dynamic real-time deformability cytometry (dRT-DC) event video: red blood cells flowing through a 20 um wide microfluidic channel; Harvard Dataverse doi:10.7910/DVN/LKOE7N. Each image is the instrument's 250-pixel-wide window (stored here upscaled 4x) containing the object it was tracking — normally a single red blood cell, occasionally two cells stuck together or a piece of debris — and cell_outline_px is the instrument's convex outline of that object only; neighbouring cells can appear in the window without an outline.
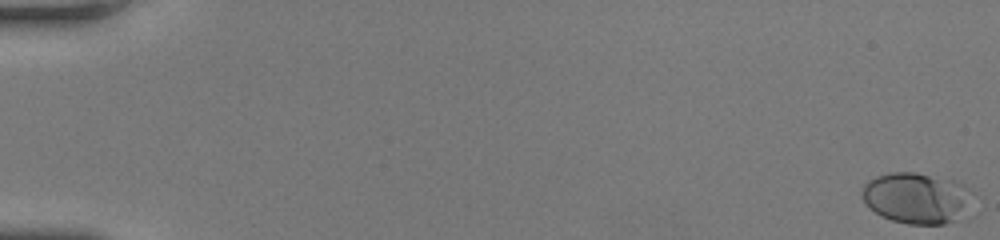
{"species": "human", "species_latin": "Homo sapiens", "temperature_condition": "room temperature", "stored_images_in_passage": 23, "camera_frame_rate_fps": 3000, "um_per_image_px": 0.085, "donor": {"sex": "female"}, "frame": {"image": 1, "passage_image": 1, "time_ms": 0.0, "image_size_px": [1000, 240], "cell_outline_px": [[960, 204], [952, 220], [944, 224], [908, 224], [892, 220], [880, 216], [864, 200], [860, 192], [864, 184], [868, 180], [876, 176], [888, 172], [916, 172], [952, 180], [960, 184]], "centroid_in_image_um": [77.59, 16.8], "position_along_channel_um": 7.4, "area_um2": 30.46}}
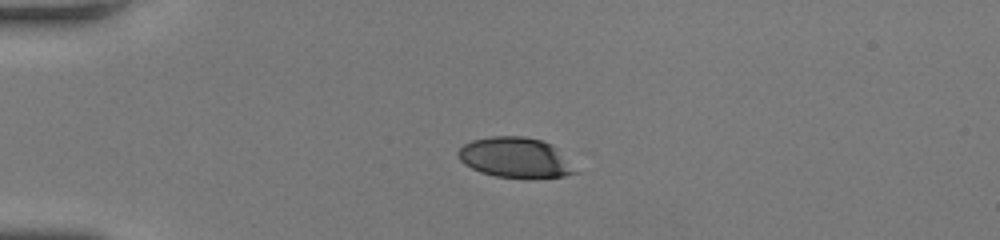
{"frame": {"image": 2, "passage_image": 15, "time_ms": 4.667, "image_size_px": [1000, 240], "cell_outline_px": [[580, 172], [564, 176], [532, 180], [524, 180], [496, 176], [480, 172], [464, 164], [460, 160], [456, 152], [464, 144], [472, 140], [492, 136], [524, 136], [540, 140], [552, 144]], "centroid_in_image_um": [43.82, 13.43], "position_along_channel_um": 41.2, "area_um2": 28.03}}
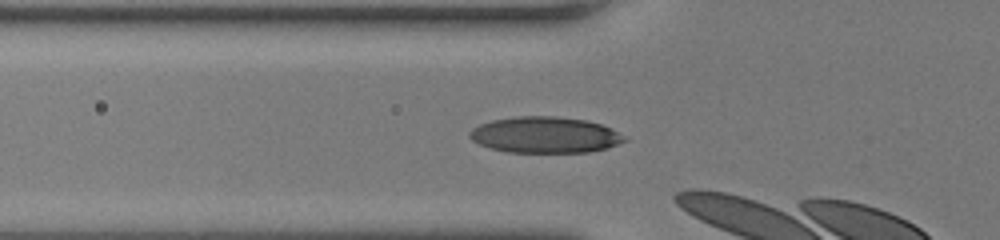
{"frame": {"image": 3, "passage_image": 21, "time_ms": 6.667, "image_size_px": [1000, 240], "cell_outline_px": [[628, 140], [608, 148], [588, 152], [508, 152], [492, 148], [480, 144], [472, 140], [468, 136], [468, 132], [472, 128], [480, 124], [492, 120], [516, 116], [556, 116], [584, 120], [600, 124], [612, 128], [624, 136]], "centroid_in_image_um": [46.32, 11.46], "position_along_channel_um": 79.5, "area_um2": 32.6}}